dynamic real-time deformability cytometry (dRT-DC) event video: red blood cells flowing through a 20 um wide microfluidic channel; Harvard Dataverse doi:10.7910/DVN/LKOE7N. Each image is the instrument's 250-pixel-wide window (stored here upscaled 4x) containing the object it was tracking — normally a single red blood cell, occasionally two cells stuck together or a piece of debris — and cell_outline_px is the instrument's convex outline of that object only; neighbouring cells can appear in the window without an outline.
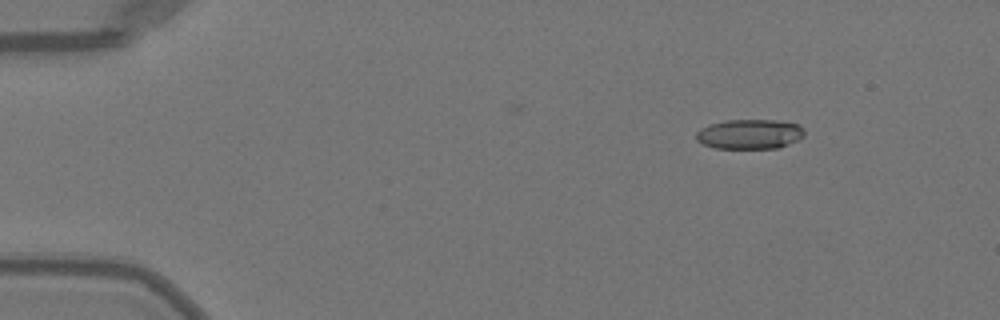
{"species": "Egyptian fruit bat (a non-hibernating species)", "species_latin": "Rousettus aegyptiacus", "temperature_condition": "warm", "stored_images_in_passage": 40, "camera_frame_rate_fps": 3000, "um_per_image_px": 0.085, "animal": {"sex": "female"}, "frame": {"image": 1, "passage_image": 2, "time_ms": 0.333, "image_size_px": [1000, 320], "cell_outline_px": [[804, 136], [780, 148], [716, 148], [704, 144], [696, 140], [696, 132], [700, 128], [724, 120], [776, 120], [796, 124], [804, 132]], "centroid_in_image_um": [63.69, 11.4], "position_along_channel_um": 21.3, "area_um2": 18.55}}
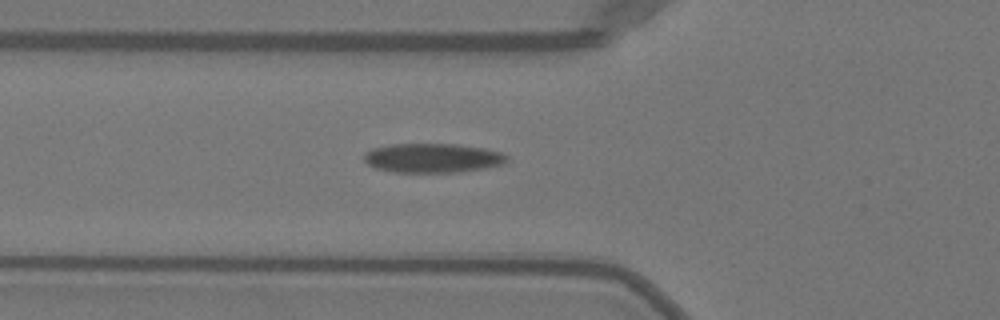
{"frame": {"image": 2, "passage_image": 7, "time_ms": 2.0, "image_size_px": [1000, 320], "cell_outline_px": [[508, 160], [504, 164], [484, 168], [456, 172], [392, 172], [376, 168], [368, 164], [364, 160], [364, 152], [372, 148], [392, 144], [456, 144], [484, 148], [504, 152], [508, 156]], "centroid_in_image_um": [36.79, 13.42], "position_along_channel_um": 89.0, "area_um2": 24.51}}
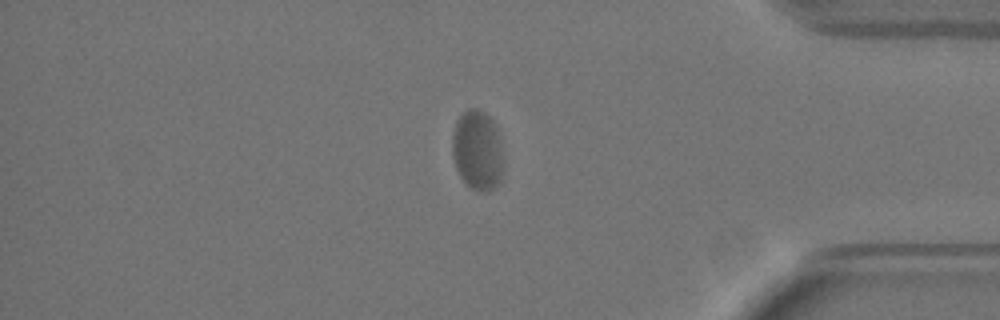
{"frame": {"image": 3, "passage_image": 32, "time_ms": 10.333, "image_size_px": [1000, 320], "cell_outline_px": [[504, 172], [500, 180], [488, 192], [468, 188], [460, 176], [456, 168], [452, 152], [452, 136], [456, 120], [468, 108], [476, 108], [484, 112], [492, 120], [496, 128], [500, 140], [504, 160]], "centroid_in_image_um": [40.59, 12.79], "position_along_channel_um": 394.6, "area_um2": 24.1}, "authors_computed_cell_mechanics": {"area_um2": 24.9407, "velocity_mm_per_s": 3.9576, "shape_relaxation_time_tau1_ms": 10.5067, "shape_relaxation_time_tau2_ms": 1.0522, "deformation_change_tau1": 0.2314, "deformation_change_tau2": 0.0466}}